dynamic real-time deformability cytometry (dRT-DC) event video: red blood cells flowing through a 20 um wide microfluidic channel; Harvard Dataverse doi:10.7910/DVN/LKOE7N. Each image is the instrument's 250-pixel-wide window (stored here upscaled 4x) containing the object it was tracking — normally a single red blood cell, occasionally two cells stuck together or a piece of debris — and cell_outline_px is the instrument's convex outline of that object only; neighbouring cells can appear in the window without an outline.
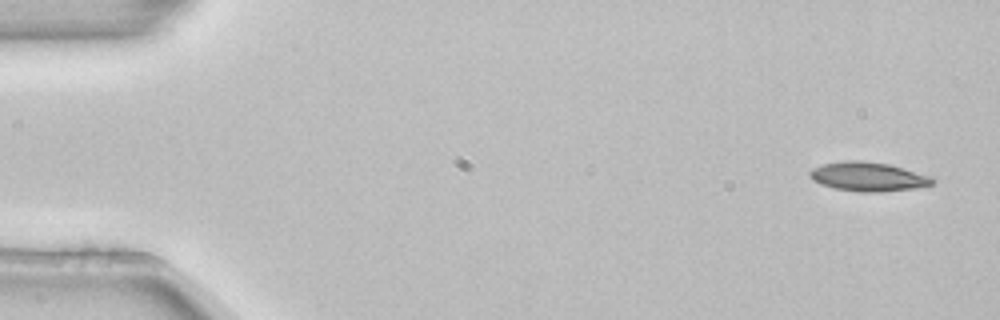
{"species": "common noctule bat (a hibernating species)", "species_latin": "Nyctalus noctula", "temperature_condition": "room temperature", "stored_images_in_passage": 4, "camera_frame_rate_fps": 3000, "um_per_image_px": 0.085, "animal": {"sex": "female", "body_mass_g": 22.7, "forearm_length_mm": 54.2}, "frame": {"image": 1, "passage_image": 1, "time_ms": 0.0, "image_size_px": [1000, 320], "cell_outline_px": [[936, 180], [932, 184], [912, 188], [876, 192], [860, 192], [836, 188], [820, 184], [812, 180], [808, 176], [808, 172], [812, 168], [824, 164], [844, 160], [864, 160], [888, 164], [932, 176]], "centroid_in_image_um": [73.75, 15.0], "position_along_channel_um": 11.2, "area_um2": 20.75}}
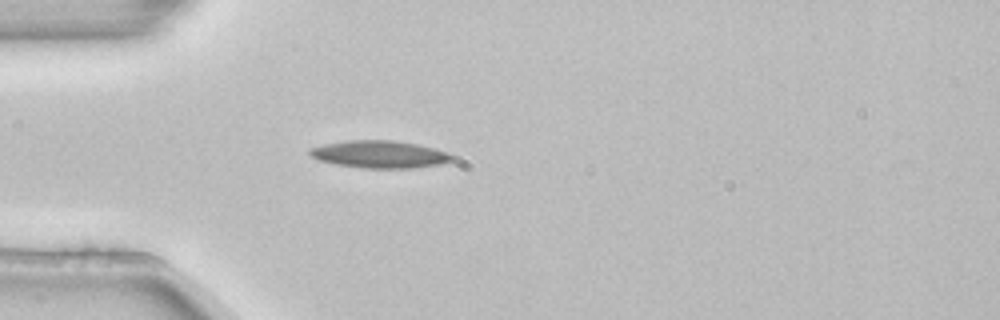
{"frame": {"image": 2, "passage_image": 4, "time_ms": 1.0, "image_size_px": [1000, 320], "cell_outline_px": [[456, 160], [440, 164], [412, 168], [364, 168], [336, 164], [316, 160], [308, 152], [308, 148], [324, 144], [348, 140], [392, 140], [416, 144], [448, 152], [456, 156]], "centroid_in_image_um": [32.28, 13.12], "position_along_channel_um": 52.7, "area_um2": 22.83}}